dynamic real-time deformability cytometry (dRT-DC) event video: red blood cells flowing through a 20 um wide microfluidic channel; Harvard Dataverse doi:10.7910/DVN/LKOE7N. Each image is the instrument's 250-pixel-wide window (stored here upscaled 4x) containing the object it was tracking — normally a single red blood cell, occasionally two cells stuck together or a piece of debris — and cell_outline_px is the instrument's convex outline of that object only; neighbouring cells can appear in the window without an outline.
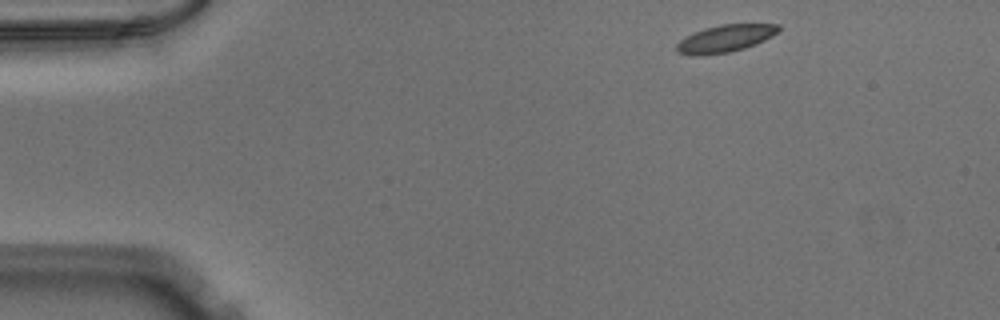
{"species": "Egyptian fruit bat (a non-hibernating species)", "species_latin": "Rousettus aegyptiacus", "temperature_condition": "warm", "stored_images_in_passage": 46, "camera_frame_rate_fps": 3000, "um_per_image_px": 0.085, "animal": {"sex": "male"}, "frame": {"image": 1, "passage_image": 1, "time_ms": 0.0, "image_size_px": [1000, 320], "cell_outline_px": [[780, 28], [772, 36], [756, 44], [744, 48], [728, 52], [700, 56], [692, 56], [676, 52], [676, 44], [680, 40], [692, 32], [704, 28], [720, 24], [780, 24]], "centroid_in_image_um": [61.59, 3.28], "position_along_channel_um": 23.4, "area_um2": 16.3}}
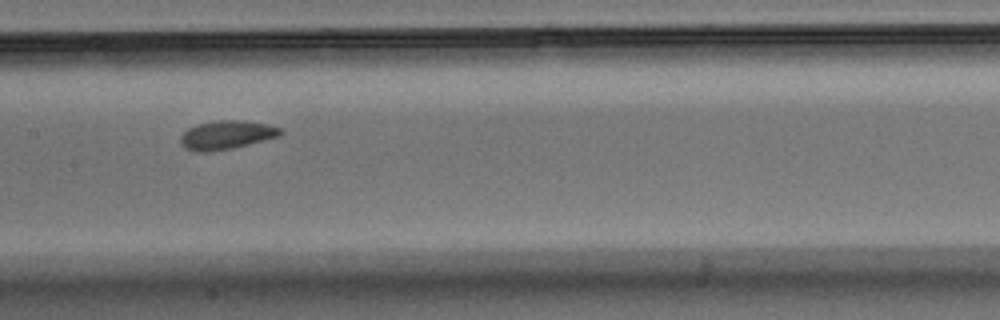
{"frame": {"image": 2, "passage_image": 20, "time_ms": 6.333, "image_size_px": [1000, 320], "cell_outline_px": [[284, 132], [280, 136], [232, 148], [208, 152], [196, 152], [184, 148], [180, 144], [180, 136], [188, 128], [196, 124], [216, 120], [240, 120], [268, 124], [280, 128]], "centroid_in_image_um": [19.22, 11.47], "position_along_channel_um": 188.2, "area_um2": 16.82}}
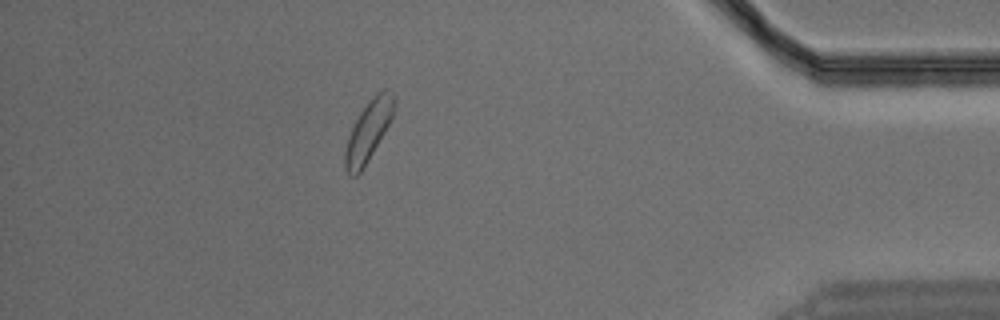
{"frame": {"image": 3, "passage_image": 40, "time_ms": 13.0, "image_size_px": [1000, 320], "cell_outline_px": [[396, 100], [392, 116], [384, 132], [360, 172], [356, 176], [348, 176], [344, 168], [344, 152], [348, 136], [360, 112], [384, 88], [388, 88], [392, 92]], "centroid_in_image_um": [31.28, 11.17], "position_along_channel_um": 403.9, "area_um2": 16.65}}